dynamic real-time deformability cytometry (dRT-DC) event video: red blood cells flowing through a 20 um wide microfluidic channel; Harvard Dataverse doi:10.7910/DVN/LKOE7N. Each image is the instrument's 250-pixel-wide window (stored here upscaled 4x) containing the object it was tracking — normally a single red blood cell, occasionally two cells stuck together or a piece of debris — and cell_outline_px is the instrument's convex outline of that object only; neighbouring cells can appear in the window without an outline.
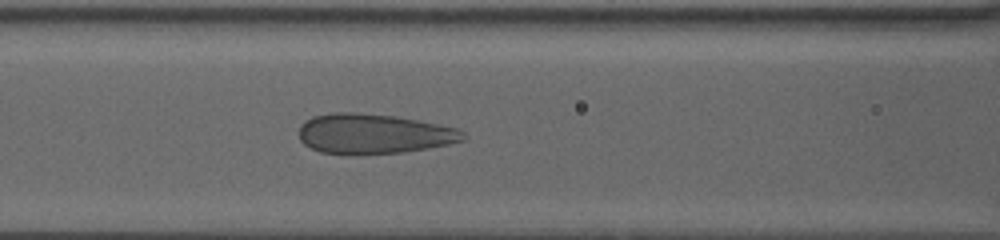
{"species": "human", "species_latin": "Homo sapiens", "temperature_condition": "warm", "stored_images_in_passage": 16, "camera_frame_rate_fps": 3000, "um_per_image_px": 0.085, "donor": {"sex": "female"}, "frame": {"image": 1, "passage_image": 14, "time_ms": 10.333, "image_size_px": [1000, 240], "cell_outline_px": [[468, 136], [464, 140], [448, 144], [428, 148], [404, 152], [352, 156], [320, 152], [304, 144], [300, 140], [300, 124], [304, 120], [312, 116], [332, 112], [356, 112], [392, 116], [416, 120], [456, 128], [464, 132]], "centroid_in_image_um": [31.71, 11.39], "position_along_channel_um": 134.9, "area_um2": 38.61}}
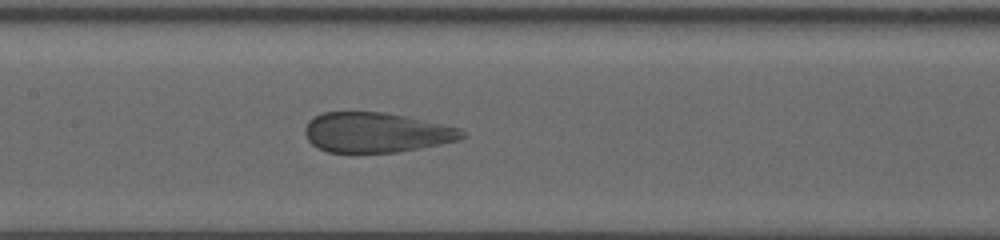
{"frame": {"image": 2, "passage_image": 16, "time_ms": 11.667, "image_size_px": [1000, 240], "cell_outline_px": [[468, 136], [460, 140], [400, 152], [328, 152], [312, 144], [304, 136], [304, 128], [308, 120], [324, 112], [380, 112], [404, 116], [460, 128]], "centroid_in_image_um": [31.97, 11.26], "position_along_channel_um": 175.4, "area_um2": 36.47}}